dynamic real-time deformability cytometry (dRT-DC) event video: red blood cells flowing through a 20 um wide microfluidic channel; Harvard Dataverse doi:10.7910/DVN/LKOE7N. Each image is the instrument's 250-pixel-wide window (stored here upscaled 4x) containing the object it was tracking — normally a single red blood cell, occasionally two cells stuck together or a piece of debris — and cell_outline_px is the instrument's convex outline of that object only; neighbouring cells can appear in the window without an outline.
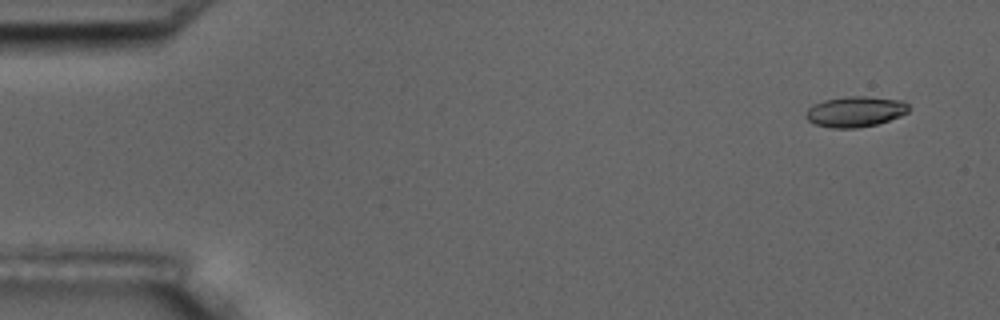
{"species": "common noctule bat (a hibernating species)", "species_latin": "Nyctalus noctula", "temperature_condition": "room temperature", "stored_images_in_passage": 5, "camera_frame_rate_fps": 3000, "um_per_image_px": 0.085, "animal": {"sex": "male", "body_mass_g": 17.5, "forearm_length_mm": 52.3}, "frame": {"image": 1, "passage_image": 1, "time_ms": 0.0, "image_size_px": [1000, 320], "cell_outline_px": [[908, 112], [900, 116], [876, 124], [856, 128], [832, 128], [816, 124], [808, 120], [804, 116], [808, 108], [824, 100], [844, 96], [864, 96], [904, 100], [908, 104]], "centroid_in_image_um": [72.7, 9.48], "position_along_channel_um": 12.3, "area_um2": 18.26}}
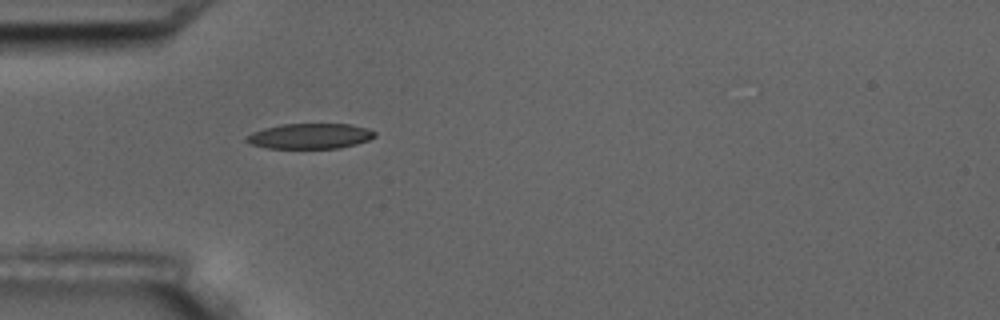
{"frame": {"image": 2, "passage_image": 5, "time_ms": 4.667, "image_size_px": [1000, 320], "cell_outline_px": [[376, 136], [368, 140], [356, 144], [340, 148], [268, 148], [248, 144], [244, 140], [252, 132], [264, 128], [280, 124], [352, 124], [368, 128], [376, 132]], "centroid_in_image_um": [26.35, 11.56], "position_along_channel_um": 58.6, "area_um2": 19.07}}